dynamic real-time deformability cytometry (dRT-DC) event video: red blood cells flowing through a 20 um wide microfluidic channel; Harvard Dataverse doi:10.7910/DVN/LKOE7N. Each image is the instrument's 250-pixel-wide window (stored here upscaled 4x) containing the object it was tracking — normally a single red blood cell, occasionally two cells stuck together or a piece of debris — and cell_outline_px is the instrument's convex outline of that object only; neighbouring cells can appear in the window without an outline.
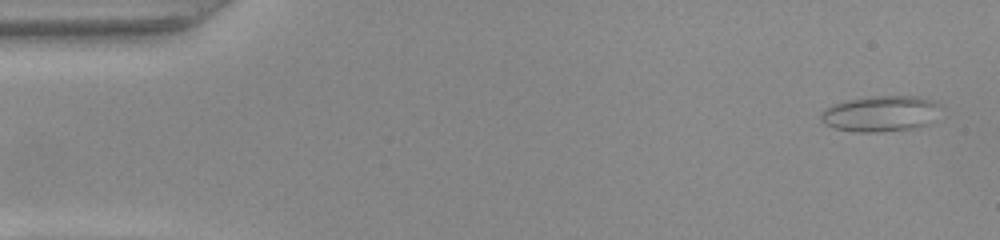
{"species": "common noctule bat (a hibernating species)", "species_latin": "Nyctalus noctula", "temperature_condition": "warm", "stored_images_in_passage": 50, "camera_frame_rate_fps": 3000, "um_per_image_px": 0.085, "animal": {"sex": "female", "body_mass_g": 22.0, "forearm_length_mm": 56.7}, "frame": {"image": 1, "passage_image": 2, "time_ms": 0.333, "image_size_px": [1000, 240], "cell_outline_px": [[936, 104], [928, 124], [912, 128], [876, 132], [860, 132], [836, 128], [824, 124], [820, 120], [820, 112], [832, 104], [844, 100], [872, 96], [920, 96], [932, 100]], "centroid_in_image_um": [74.71, 9.65], "position_along_channel_um": 10.3, "area_um2": 24.45}}
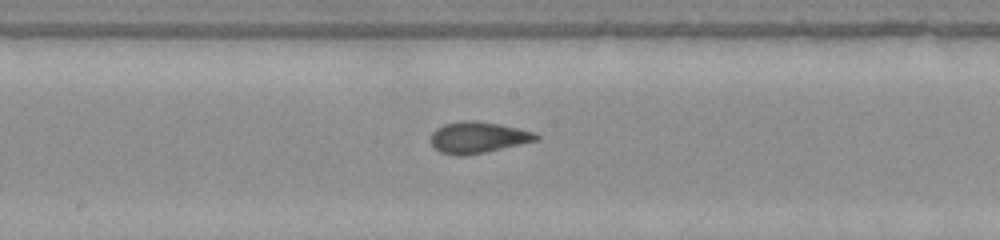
{"frame": {"image": 2, "passage_image": 26, "time_ms": 8.333, "image_size_px": [1000, 240], "cell_outline_px": [[540, 140], [484, 152], [460, 156], [456, 156], [440, 152], [432, 148], [428, 140], [432, 132], [436, 128], [444, 124], [472, 120], [500, 124], [536, 132], [540, 136]], "centroid_in_image_um": [40.6, 11.69], "position_along_channel_um": 207.6, "area_um2": 19.42}}
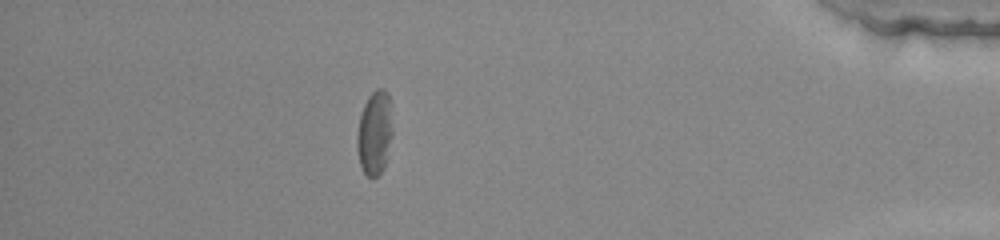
{"frame": {"image": 3, "passage_image": 44, "time_ms": 14.333, "image_size_px": [1000, 240], "cell_outline_px": [[392, 136], [384, 168], [372, 180], [364, 172], [360, 164], [356, 148], [356, 132], [360, 116], [364, 104], [368, 96], [376, 88], [384, 88], [388, 92], [392, 104]], "centroid_in_image_um": [31.85, 11.25], "position_along_channel_um": 403.3, "area_um2": 17.92}, "authors_computed_cell_mechanics": {"area_um2": 19.1607, "velocity_mm_per_s": 4.0462, "shape_relaxation_time_tau1_ms": null, "shape_relaxation_time_tau2_ms": 1.727, "deformation_change_tau1": null, "deformation_change_tau2": 0.0886}}